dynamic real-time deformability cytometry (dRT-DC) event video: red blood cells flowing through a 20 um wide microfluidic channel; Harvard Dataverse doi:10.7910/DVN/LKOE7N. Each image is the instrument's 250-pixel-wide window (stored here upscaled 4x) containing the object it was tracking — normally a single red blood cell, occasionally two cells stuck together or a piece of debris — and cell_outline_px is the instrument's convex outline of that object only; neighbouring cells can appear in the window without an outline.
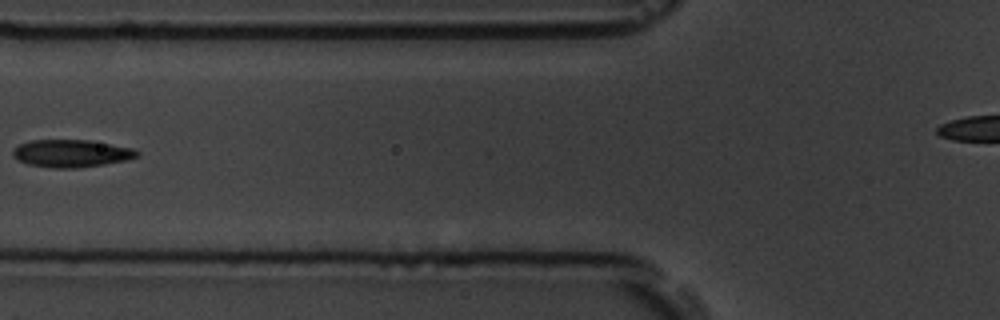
{"species": "common noctule bat (a hibernating species)", "species_latin": "Nyctalus noctula", "temperature_condition": "room temperature", "stored_images_in_passage": 5, "camera_frame_rate_fps": 3000, "um_per_image_px": 0.085, "animal": {"sex": "male", "body_mass_g": 19.5, "forearm_length_mm": 54.6}, "frame": {"image": 1, "passage_image": 4, "time_ms": 3.667, "image_size_px": [1000, 320], "cell_outline_px": [[140, 156], [128, 160], [104, 164], [76, 168], [56, 168], [28, 164], [12, 156], [12, 148], [20, 144], [32, 140], [88, 140], [132, 148], [140, 152]], "centroid_in_image_um": [6.08, 13.04], "position_along_channel_um": 119.7, "area_um2": 19.88}}
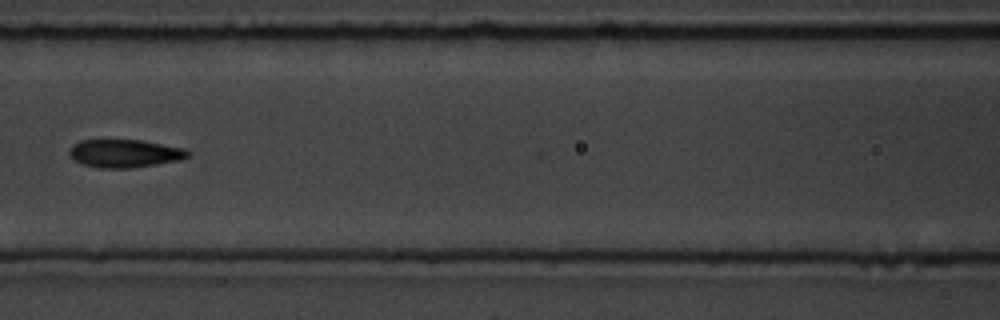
{"frame": {"image": 2, "passage_image": 5, "time_ms": 4.667, "image_size_px": [1000, 320], "cell_outline_px": [[192, 152], [188, 156], [180, 160], [132, 168], [100, 168], [80, 164], [68, 152], [72, 144], [80, 140], [140, 140], [184, 148]], "centroid_in_image_um": [10.59, 13.04], "position_along_channel_um": 156.0, "area_um2": 19.36}}